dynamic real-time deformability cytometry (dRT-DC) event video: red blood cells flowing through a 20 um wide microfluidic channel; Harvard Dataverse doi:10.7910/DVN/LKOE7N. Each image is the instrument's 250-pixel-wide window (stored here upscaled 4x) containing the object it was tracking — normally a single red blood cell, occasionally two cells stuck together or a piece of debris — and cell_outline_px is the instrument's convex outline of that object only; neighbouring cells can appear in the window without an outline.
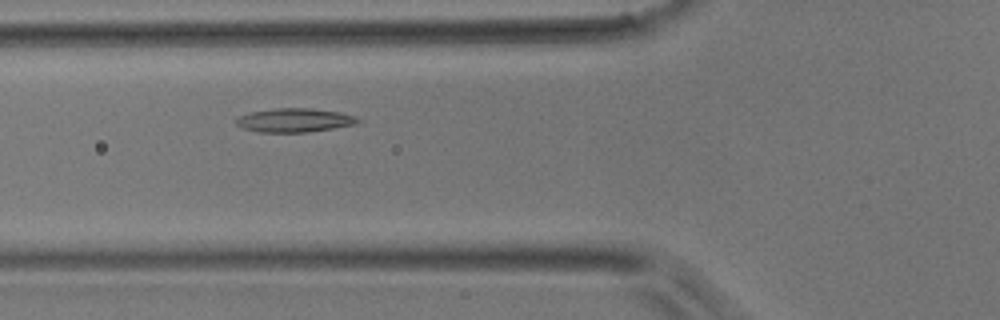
{"species": "common noctule bat (a hibernating species)", "species_latin": "Nyctalus noctula", "temperature_condition": "room temperature", "stored_images_in_passage": 38, "camera_frame_rate_fps": 3000, "um_per_image_px": 0.085, "animal": {"sex": "male", "body_mass_g": 17.9}, "frame": {"image": 1, "passage_image": 7, "time_ms": 2.0, "image_size_px": [1000, 320], "cell_outline_px": [[364, 120], [356, 124], [308, 132], [256, 132], [244, 128], [236, 124], [236, 120], [240, 116], [248, 112], [272, 108], [312, 108], [340, 112], [356, 116]], "centroid_in_image_um": [25.06, 10.21], "position_along_channel_um": 100.7, "area_um2": 17.05}}
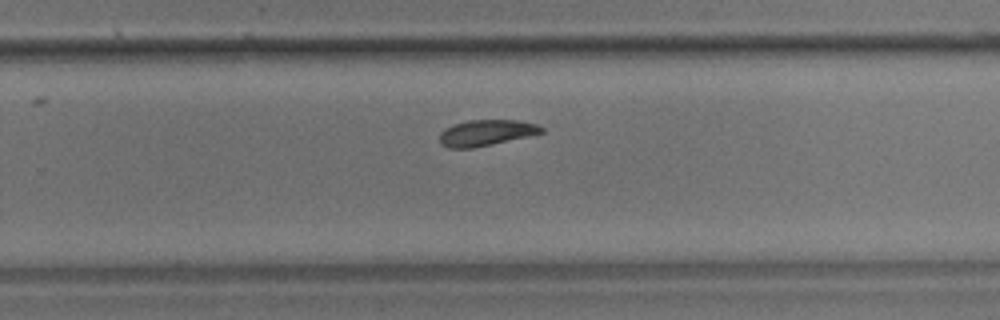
{"frame": {"image": 2, "passage_image": 21, "time_ms": 6.667, "image_size_px": [1000, 320], "cell_outline_px": [[544, 132], [528, 136], [472, 148], [448, 148], [440, 144], [440, 132], [444, 128], [452, 124], [468, 120], [520, 120], [536, 124], [544, 128]], "centroid_in_image_um": [41.29, 11.27], "position_along_channel_um": 288.5, "area_um2": 15.43}}
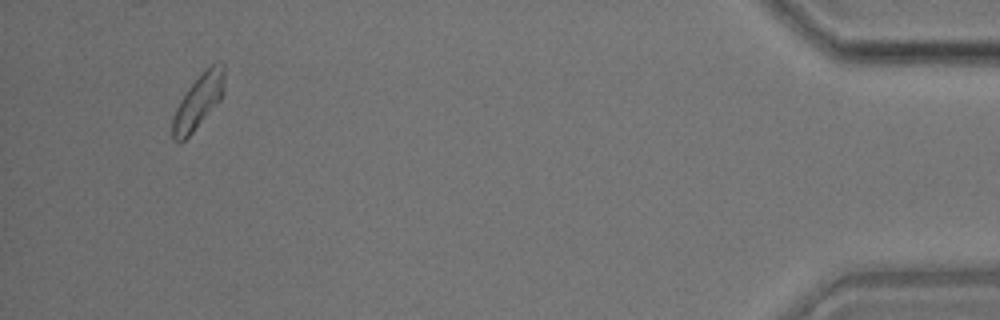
{"frame": {"image": 3, "passage_image": 36, "time_ms": 11.667, "image_size_px": [1000, 320], "cell_outline_px": [[224, 92], [220, 100], [192, 132], [180, 144], [172, 140], [172, 120], [176, 108], [180, 100], [188, 88], [212, 64], [220, 60], [224, 64]], "centroid_in_image_um": [16.85, 8.65], "position_along_channel_um": 418.3, "area_um2": 16.13}}